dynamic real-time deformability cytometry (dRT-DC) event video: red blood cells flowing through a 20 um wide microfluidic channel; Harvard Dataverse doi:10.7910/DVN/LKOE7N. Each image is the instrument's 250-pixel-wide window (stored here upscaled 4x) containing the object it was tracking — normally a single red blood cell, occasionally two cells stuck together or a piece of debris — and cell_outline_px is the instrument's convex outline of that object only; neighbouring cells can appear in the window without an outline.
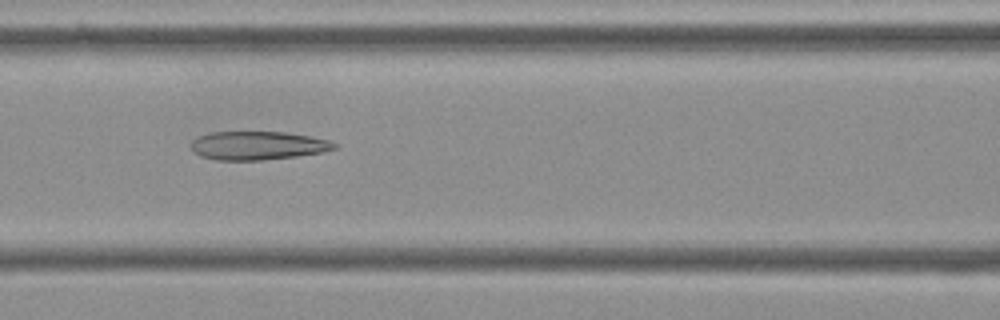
{"species": "Egyptian fruit bat (a non-hibernating species)", "species_latin": "Rousettus aegyptiacus", "temperature_condition": "cold", "stored_images_in_passage": 38, "camera_frame_rate_fps": 3000, "um_per_image_px": 0.085, "frame": {"image": 1, "passage_image": 12, "time_ms": 3.667, "image_size_px": [1000, 320], "cell_outline_px": [[340, 148], [324, 152], [296, 156], [260, 160], [216, 160], [200, 156], [192, 148], [192, 140], [196, 136], [208, 132], [284, 132], [332, 140], [340, 144]], "centroid_in_image_um": [21.97, 12.37], "position_along_channel_um": 144.6, "area_um2": 24.04}}
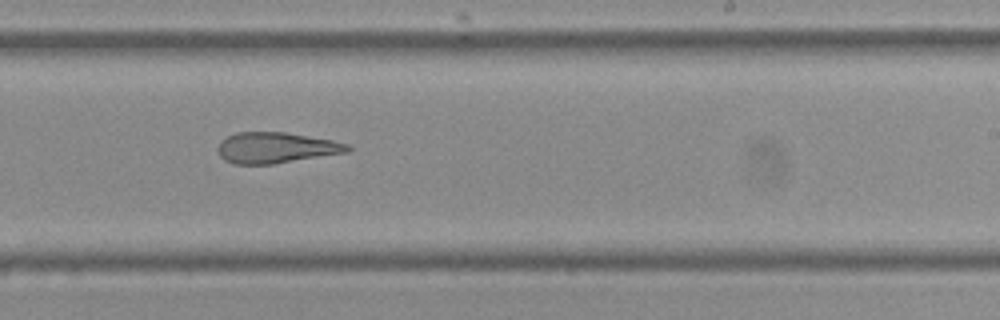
{"frame": {"image": 2, "passage_image": 22, "time_ms": 7.0, "image_size_px": [1000, 320], "cell_outline_px": [[352, 148], [348, 152], [272, 164], [232, 164], [224, 160], [220, 156], [216, 148], [220, 140], [236, 132], [284, 132], [332, 140], [352, 144]], "centroid_in_image_um": [23.44, 12.56], "position_along_channel_um": 265.6, "area_um2": 23.47}}
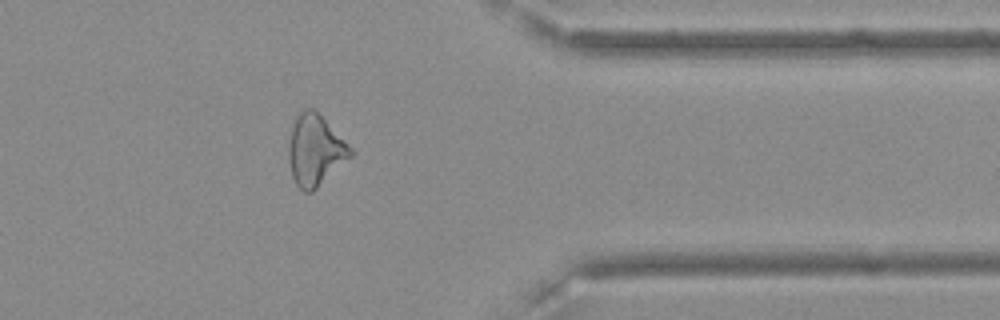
{"frame": {"image": 3, "passage_image": 33, "time_ms": 10.667, "image_size_px": [1000, 320], "cell_outline_px": [[356, 152], [352, 156], [312, 192], [304, 192], [296, 184], [292, 176], [288, 156], [288, 144], [292, 128], [296, 116], [304, 108], [312, 108]], "centroid_in_image_um": [26.78, 12.79], "position_along_channel_um": 384.6, "area_um2": 25.2}, "authors_computed_cell_mechanics": {"area_um2": 24.5072, "velocity_mm_per_s": 3.6339, "shape_relaxation_time_tau1_ms": null, "shape_relaxation_time_tau2_ms": 6.261, "deformation_change_tau1": null, "deformation_change_tau2": 0.1885}}